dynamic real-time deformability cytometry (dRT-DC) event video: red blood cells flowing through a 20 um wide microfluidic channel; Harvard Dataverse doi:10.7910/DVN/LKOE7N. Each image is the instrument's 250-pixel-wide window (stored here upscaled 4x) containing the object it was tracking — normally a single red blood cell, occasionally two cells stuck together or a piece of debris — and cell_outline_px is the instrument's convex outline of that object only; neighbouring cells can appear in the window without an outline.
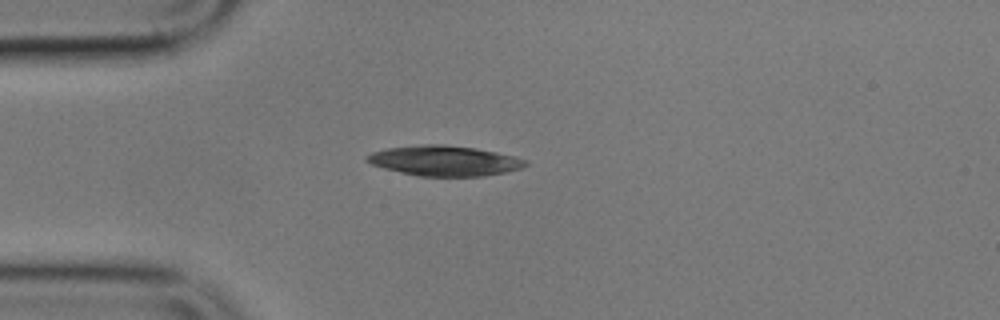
{"species": "common noctule bat (a hibernating species)", "species_latin": "Nyctalus noctula", "temperature_condition": "cold", "stored_images_in_passage": 7, "camera_frame_rate_fps": 3000, "um_per_image_px": 0.085, "animal": {"sex": "male", "body_mass_g": 17.9}, "frame": {"image": 1, "passage_image": 1, "time_ms": 0.0, "image_size_px": [1000, 320], "cell_outline_px": [[528, 164], [520, 168], [508, 172], [484, 176], [420, 176], [400, 172], [384, 168], [372, 164], [364, 160], [364, 156], [372, 152], [384, 148], [420, 144], [444, 144], [476, 148], [496, 152], [528, 160]], "centroid_in_image_um": [37.75, 13.65], "position_along_channel_um": 47.3, "area_um2": 28.09}}
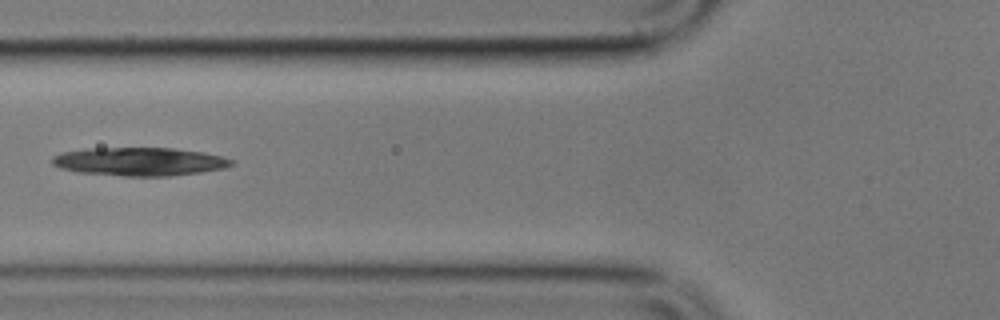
{"frame": {"image": 2, "passage_image": 3, "time_ms": 2.333, "image_size_px": [1000, 320], "cell_outline_px": [[236, 164], [224, 168], [200, 172], [168, 176], [124, 176], [80, 172], [60, 168], [52, 164], [52, 156], [60, 152], [88, 148], [172, 148], [204, 152], [236, 160]], "centroid_in_image_um": [11.87, 13.73], "position_along_channel_um": 113.9, "area_um2": 29.71}}
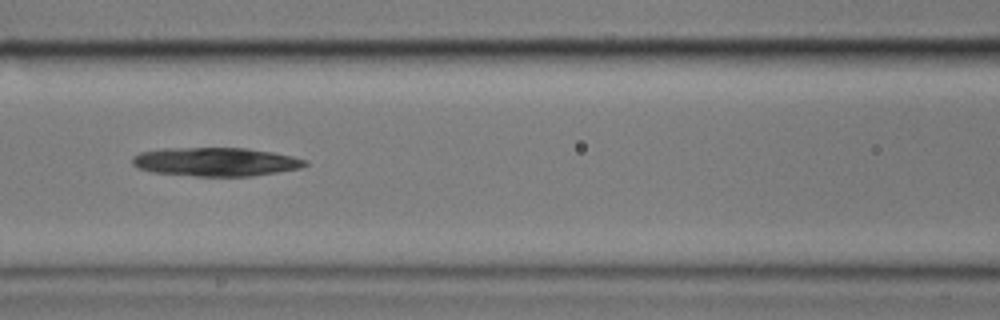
{"frame": {"image": 3, "passage_image": 4, "time_ms": 3.333, "image_size_px": [1000, 320], "cell_outline_px": [[308, 164], [300, 168], [252, 176], [196, 176], [152, 172], [140, 168], [132, 164], [132, 156], [140, 152], [164, 148], [248, 148], [272, 152], [292, 156], [308, 160]], "centroid_in_image_um": [18.33, 13.75], "position_along_channel_um": 148.3, "area_um2": 28.84}}